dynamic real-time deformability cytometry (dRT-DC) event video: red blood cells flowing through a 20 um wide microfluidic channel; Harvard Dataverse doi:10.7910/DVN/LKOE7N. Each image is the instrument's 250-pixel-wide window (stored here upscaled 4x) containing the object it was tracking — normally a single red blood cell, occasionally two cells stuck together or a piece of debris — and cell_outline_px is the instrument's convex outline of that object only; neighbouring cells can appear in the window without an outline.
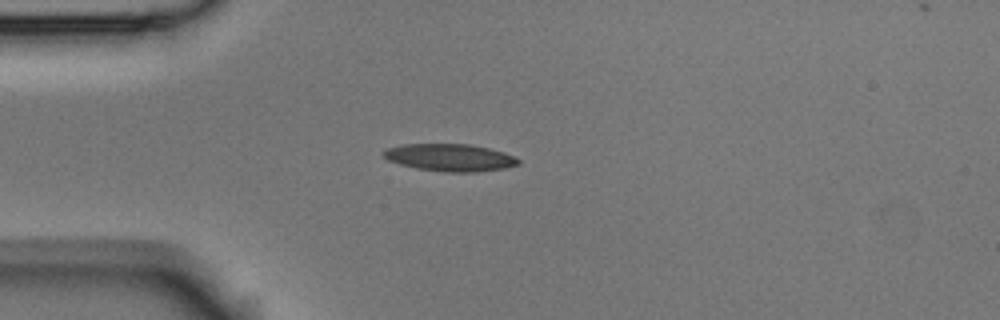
{"species": "Egyptian fruit bat (a non-hibernating species)", "species_latin": "Rousettus aegyptiacus", "temperature_condition": "room temperature", "stored_images_in_passage": 40, "camera_frame_rate_fps": 3000, "um_per_image_px": 0.085, "animal": {"sex": "male"}, "frame": {"image": 1, "passage_image": 1, "time_ms": 0.0, "image_size_px": [1000, 320], "cell_outline_px": [[520, 164], [504, 168], [472, 172], [444, 172], [416, 168], [400, 164], [388, 160], [380, 152], [384, 148], [404, 144], [468, 144], [488, 148], [504, 152], [520, 160]], "centroid_in_image_um": [38.2, 13.38], "position_along_channel_um": 46.8, "area_um2": 21.44}}
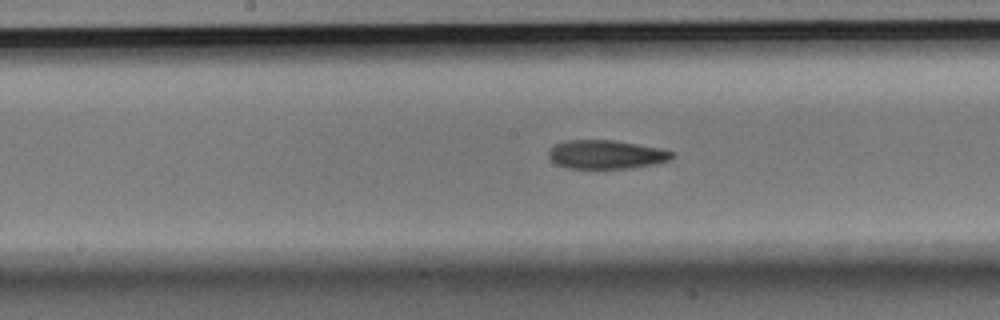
{"frame": {"image": 2, "passage_image": 14, "time_ms": 4.333, "image_size_px": [1000, 320], "cell_outline_px": [[676, 156], [668, 160], [656, 164], [628, 168], [568, 168], [556, 164], [548, 156], [548, 152], [556, 144], [564, 140], [612, 140], [660, 148], [672, 152]], "centroid_in_image_um": [51.52, 13.13], "position_along_channel_um": 196.7, "area_um2": 20.52}}
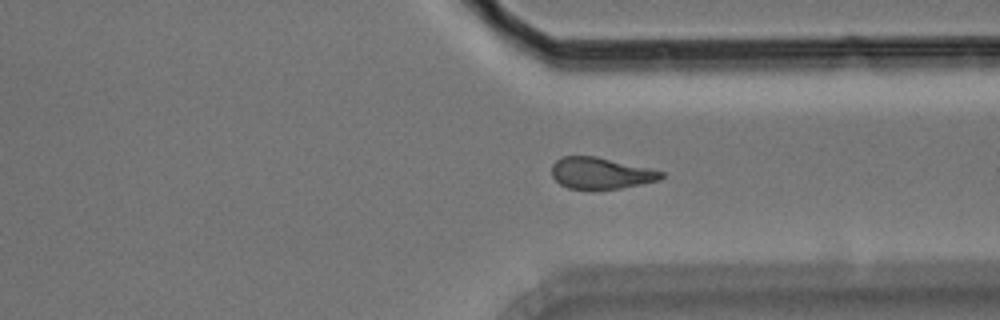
{"frame": {"image": 3, "passage_image": 27, "time_ms": 8.667, "image_size_px": [1000, 320], "cell_outline_px": [[664, 176], [660, 180], [620, 188], [568, 188], [560, 184], [552, 176], [552, 164], [556, 160], [564, 156], [596, 156], [648, 168], [664, 172]], "centroid_in_image_um": [51.05, 14.71], "position_along_channel_um": 360.3, "area_um2": 19.71}, "authors_computed_cell_mechanics": {"area_um2": 20.8658, "velocity_mm_per_s": 3.7812, "shape_relaxation_time_tau1_ms": 4.9569, "shape_relaxation_time_tau2_ms": 2.8994, "deformation_change_tau1": 0.1618, "deformation_change_tau2": 0.1107}}